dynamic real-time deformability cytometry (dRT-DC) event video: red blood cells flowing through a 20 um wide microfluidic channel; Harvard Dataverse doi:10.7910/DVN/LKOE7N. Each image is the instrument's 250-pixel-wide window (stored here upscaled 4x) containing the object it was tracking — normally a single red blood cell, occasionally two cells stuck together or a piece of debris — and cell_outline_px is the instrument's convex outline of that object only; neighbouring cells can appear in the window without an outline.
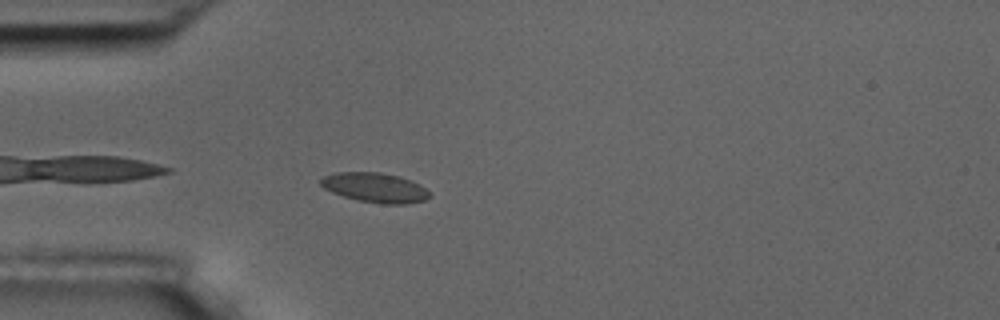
{"species": "common noctule bat (a hibernating species)", "species_latin": "Nyctalus noctula", "temperature_condition": "room temperature", "stored_images_in_passage": 5, "camera_frame_rate_fps": 3000, "um_per_image_px": 0.085, "animal": {"sex": "male", "body_mass_g": 17.5, "forearm_length_mm": 52.3}, "frame": {"image": 1, "passage_image": 5, "time_ms": 5.0, "image_size_px": [1000, 320], "cell_outline_px": [[432, 196], [424, 200], [408, 204], [384, 204], [360, 200], [344, 196], [332, 192], [324, 188], [320, 184], [320, 180], [324, 176], [336, 172], [380, 172], [400, 176], [424, 188]], "centroid_in_image_um": [31.86, 15.94], "position_along_channel_um": 53.1, "area_um2": 18.55}}